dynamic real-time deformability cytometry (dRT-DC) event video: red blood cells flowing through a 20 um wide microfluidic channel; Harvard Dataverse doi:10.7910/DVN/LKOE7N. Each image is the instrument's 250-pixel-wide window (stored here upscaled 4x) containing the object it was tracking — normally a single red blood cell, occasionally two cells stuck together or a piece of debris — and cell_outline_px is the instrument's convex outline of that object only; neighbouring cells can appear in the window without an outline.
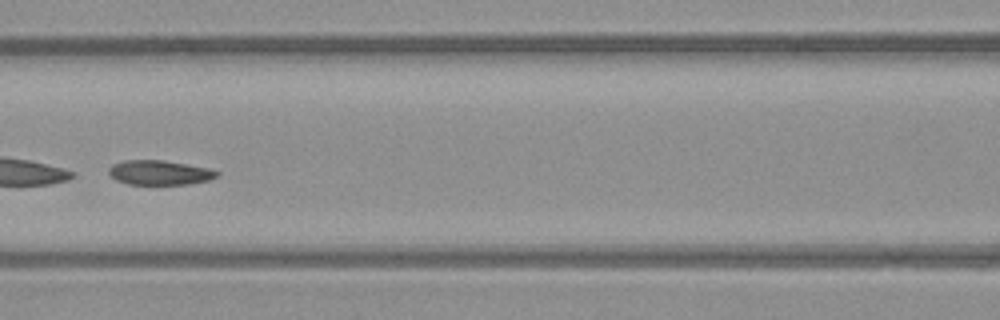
{"species": "common noctule bat (a hibernating species)", "species_latin": "Nyctalus noctula", "temperature_condition": "warm", "stored_images_in_passage": 49, "camera_frame_rate_fps": 3000, "um_per_image_px": 0.085, "animal": {"sex": "male", "body_mass_g": 23.1, "forearm_length_mm": 52.7}, "frame": {"image": 1, "passage_image": 22, "time_ms": 7.0, "image_size_px": [1000, 320], "cell_outline_px": [[220, 172], [216, 176], [208, 180], [188, 184], [128, 184], [116, 180], [108, 172], [108, 168], [112, 164], [124, 160], [164, 160], [208, 168]], "centroid_in_image_um": [13.53, 14.66], "position_along_channel_um": 153.1, "area_um2": 15.37}}
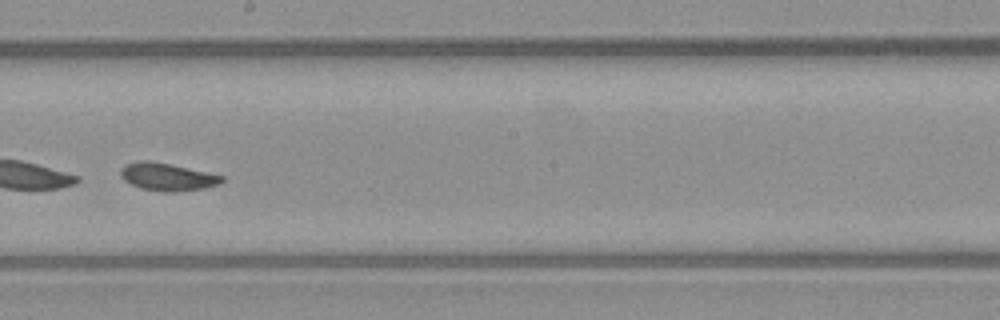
{"frame": {"image": 2, "passage_image": 28, "time_ms": 9.0, "image_size_px": [1000, 320], "cell_outline_px": [[224, 180], [220, 184], [204, 188], [172, 192], [164, 192], [140, 188], [124, 180], [120, 176], [120, 168], [124, 164], [140, 160], [148, 160], [172, 164], [208, 172], [224, 176]], "centroid_in_image_um": [14.21, 15.02], "position_along_channel_um": 234.0, "area_um2": 16.47}}